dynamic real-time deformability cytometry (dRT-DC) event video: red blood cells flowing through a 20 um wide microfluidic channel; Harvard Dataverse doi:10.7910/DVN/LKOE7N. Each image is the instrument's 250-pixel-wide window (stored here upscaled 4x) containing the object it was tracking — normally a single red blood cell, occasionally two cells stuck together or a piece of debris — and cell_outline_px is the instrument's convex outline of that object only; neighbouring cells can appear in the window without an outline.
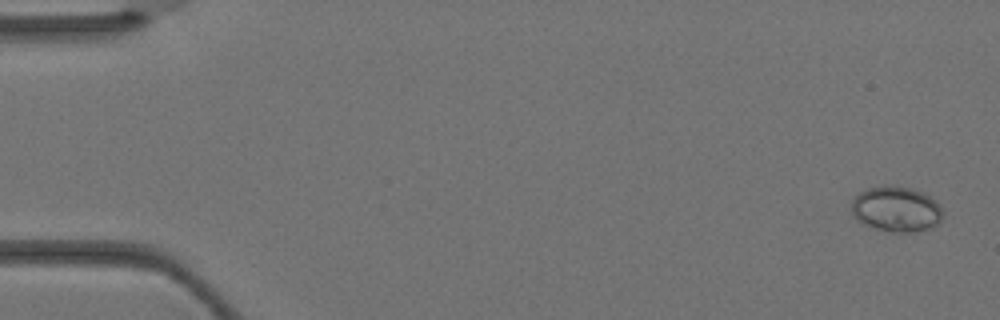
{"species": "Egyptian fruit bat (a non-hibernating species)", "species_latin": "Rousettus aegyptiacus", "temperature_condition": "warm", "stored_images_in_passage": 3, "camera_frame_rate_fps": 3000, "um_per_image_px": 0.085, "animal": {"sex": "female"}, "frame": {"image": 1, "passage_image": 1, "time_ms": 0.0, "image_size_px": [1000, 320], "cell_outline_px": [[944, 216], [936, 224], [928, 228], [912, 232], [892, 232], [876, 228], [864, 224], [856, 220], [852, 216], [852, 200], [860, 192], [868, 188], [884, 184], [892, 184], [912, 188], [924, 192], [936, 200], [940, 204], [944, 212]], "centroid_in_image_um": [76.19, 17.74], "position_along_channel_um": 8.8, "area_um2": 24.57}}